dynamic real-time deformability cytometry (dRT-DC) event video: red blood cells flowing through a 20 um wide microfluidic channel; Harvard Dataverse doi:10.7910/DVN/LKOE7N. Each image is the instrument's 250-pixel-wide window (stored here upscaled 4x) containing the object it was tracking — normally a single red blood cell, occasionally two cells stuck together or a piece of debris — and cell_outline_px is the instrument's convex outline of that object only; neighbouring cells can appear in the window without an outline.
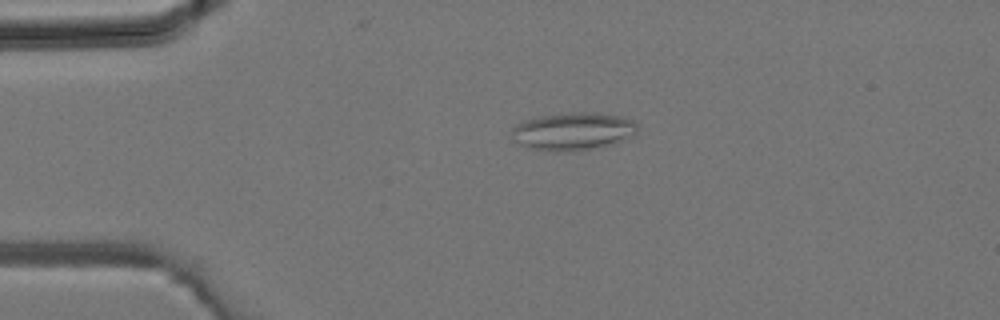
{"species": "common noctule bat (a hibernating species)", "species_latin": "Nyctalus noctula", "temperature_condition": "room temperature", "stored_images_in_passage": 29, "camera_frame_rate_fps": 3000, "um_per_image_px": 0.085, "animal": {"sex": "male", "body_mass_g": 19.2, "forearm_length_mm": 51.8}, "frame": {"image": 1, "passage_image": 1, "time_ms": 0.0, "image_size_px": [1000, 320], "cell_outline_px": [[640, 128], [632, 136], [612, 144], [588, 148], [560, 152], [552, 152], [528, 148], [520, 144], [516, 140], [512, 132], [512, 128], [516, 124], [524, 120], [540, 116], [576, 112], [592, 112], [616, 116], [632, 120]], "centroid_in_image_um": [48.69, 11.16], "position_along_channel_um": 36.3, "area_um2": 27.28}}
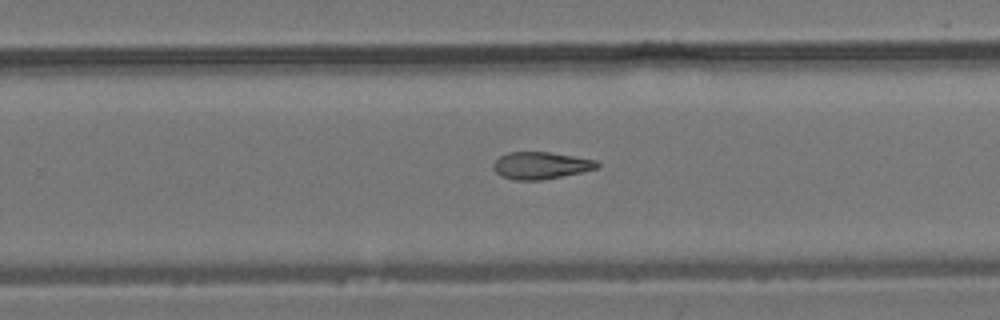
{"frame": {"image": 2, "passage_image": 16, "time_ms": 5.0, "image_size_px": [1000, 320], "cell_outline_px": [[600, 164], [596, 168], [580, 172], [540, 180], [512, 180], [500, 176], [492, 168], [492, 164], [500, 156], [508, 152], [548, 152], [596, 160]], "centroid_in_image_um": [45.9, 14.06], "position_along_channel_um": 283.9, "area_um2": 16.24}}
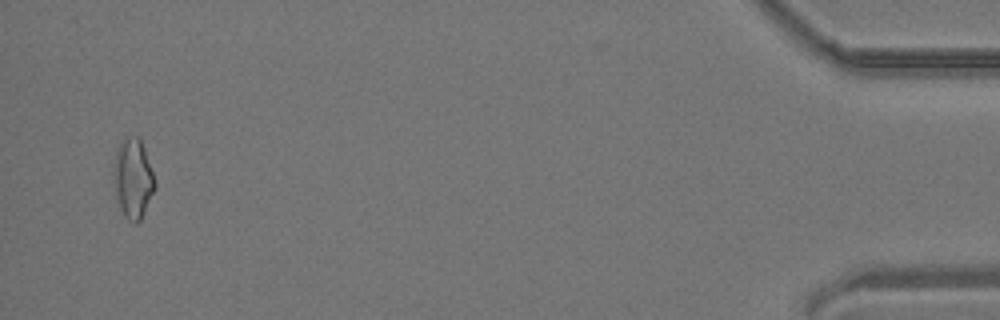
{"frame": {"image": 3, "passage_image": 28, "time_ms": 9.0, "image_size_px": [1000, 320], "cell_outline_px": [[156, 188], [140, 220], [136, 224], [128, 220], [124, 216], [116, 200], [112, 176], [112, 172], [116, 148], [124, 136], [140, 136], [156, 180]], "centroid_in_image_um": [11.29, 15.14], "position_along_channel_um": 423.9, "area_um2": 19.77}}